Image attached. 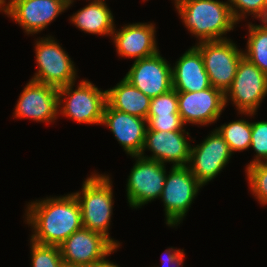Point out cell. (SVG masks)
<instances>
[{
	"instance_id": "cell-29",
	"label": "cell",
	"mask_w": 267,
	"mask_h": 267,
	"mask_svg": "<svg viewBox=\"0 0 267 267\" xmlns=\"http://www.w3.org/2000/svg\"><path fill=\"white\" fill-rule=\"evenodd\" d=\"M184 126L180 115H147V130L182 131Z\"/></svg>"
},
{
	"instance_id": "cell-30",
	"label": "cell",
	"mask_w": 267,
	"mask_h": 267,
	"mask_svg": "<svg viewBox=\"0 0 267 267\" xmlns=\"http://www.w3.org/2000/svg\"><path fill=\"white\" fill-rule=\"evenodd\" d=\"M162 267H183L185 253L182 249H175L173 247L165 250L162 256Z\"/></svg>"
},
{
	"instance_id": "cell-4",
	"label": "cell",
	"mask_w": 267,
	"mask_h": 267,
	"mask_svg": "<svg viewBox=\"0 0 267 267\" xmlns=\"http://www.w3.org/2000/svg\"><path fill=\"white\" fill-rule=\"evenodd\" d=\"M74 84L58 88L59 114L77 123L101 124L107 103V90L101 91L87 79L81 80L77 87Z\"/></svg>"
},
{
	"instance_id": "cell-19",
	"label": "cell",
	"mask_w": 267,
	"mask_h": 267,
	"mask_svg": "<svg viewBox=\"0 0 267 267\" xmlns=\"http://www.w3.org/2000/svg\"><path fill=\"white\" fill-rule=\"evenodd\" d=\"M171 69L173 89L177 92L201 91L211 87L202 55L195 46L185 51Z\"/></svg>"
},
{
	"instance_id": "cell-12",
	"label": "cell",
	"mask_w": 267,
	"mask_h": 267,
	"mask_svg": "<svg viewBox=\"0 0 267 267\" xmlns=\"http://www.w3.org/2000/svg\"><path fill=\"white\" fill-rule=\"evenodd\" d=\"M13 115L37 122H55L59 117L58 88L30 79L20 93Z\"/></svg>"
},
{
	"instance_id": "cell-31",
	"label": "cell",
	"mask_w": 267,
	"mask_h": 267,
	"mask_svg": "<svg viewBox=\"0 0 267 267\" xmlns=\"http://www.w3.org/2000/svg\"><path fill=\"white\" fill-rule=\"evenodd\" d=\"M92 267H120V266H118L117 264H114V262L109 261L105 257L103 260L98 261Z\"/></svg>"
},
{
	"instance_id": "cell-27",
	"label": "cell",
	"mask_w": 267,
	"mask_h": 267,
	"mask_svg": "<svg viewBox=\"0 0 267 267\" xmlns=\"http://www.w3.org/2000/svg\"><path fill=\"white\" fill-rule=\"evenodd\" d=\"M230 6L233 18L238 23L246 15H252L253 18H258L262 15L264 8L267 5V0H227Z\"/></svg>"
},
{
	"instance_id": "cell-3",
	"label": "cell",
	"mask_w": 267,
	"mask_h": 267,
	"mask_svg": "<svg viewBox=\"0 0 267 267\" xmlns=\"http://www.w3.org/2000/svg\"><path fill=\"white\" fill-rule=\"evenodd\" d=\"M73 194L81 208L83 228L102 234L116 248H119L120 243L111 238L108 232L114 204L110 176L92 173L83 181L81 191Z\"/></svg>"
},
{
	"instance_id": "cell-25",
	"label": "cell",
	"mask_w": 267,
	"mask_h": 267,
	"mask_svg": "<svg viewBox=\"0 0 267 267\" xmlns=\"http://www.w3.org/2000/svg\"><path fill=\"white\" fill-rule=\"evenodd\" d=\"M32 267H59L63 259L59 246L43 245L30 239Z\"/></svg>"
},
{
	"instance_id": "cell-16",
	"label": "cell",
	"mask_w": 267,
	"mask_h": 267,
	"mask_svg": "<svg viewBox=\"0 0 267 267\" xmlns=\"http://www.w3.org/2000/svg\"><path fill=\"white\" fill-rule=\"evenodd\" d=\"M189 133L185 131H153L147 130L145 142L140 156L165 163L172 166H187L190 159L191 145L186 138ZM152 155H144L145 150Z\"/></svg>"
},
{
	"instance_id": "cell-35",
	"label": "cell",
	"mask_w": 267,
	"mask_h": 267,
	"mask_svg": "<svg viewBox=\"0 0 267 267\" xmlns=\"http://www.w3.org/2000/svg\"><path fill=\"white\" fill-rule=\"evenodd\" d=\"M5 0H0V11L4 13Z\"/></svg>"
},
{
	"instance_id": "cell-8",
	"label": "cell",
	"mask_w": 267,
	"mask_h": 267,
	"mask_svg": "<svg viewBox=\"0 0 267 267\" xmlns=\"http://www.w3.org/2000/svg\"><path fill=\"white\" fill-rule=\"evenodd\" d=\"M224 95L225 104L232 101L239 114L252 117L267 96V75L243 57L232 85Z\"/></svg>"
},
{
	"instance_id": "cell-10",
	"label": "cell",
	"mask_w": 267,
	"mask_h": 267,
	"mask_svg": "<svg viewBox=\"0 0 267 267\" xmlns=\"http://www.w3.org/2000/svg\"><path fill=\"white\" fill-rule=\"evenodd\" d=\"M231 156L228 144L214 129L200 144L191 146L187 166L198 182L205 186L225 168Z\"/></svg>"
},
{
	"instance_id": "cell-32",
	"label": "cell",
	"mask_w": 267,
	"mask_h": 267,
	"mask_svg": "<svg viewBox=\"0 0 267 267\" xmlns=\"http://www.w3.org/2000/svg\"><path fill=\"white\" fill-rule=\"evenodd\" d=\"M258 20H260L262 22V24H260V25H262L264 28L267 29V5L264 8L262 15L258 18Z\"/></svg>"
},
{
	"instance_id": "cell-28",
	"label": "cell",
	"mask_w": 267,
	"mask_h": 267,
	"mask_svg": "<svg viewBox=\"0 0 267 267\" xmlns=\"http://www.w3.org/2000/svg\"><path fill=\"white\" fill-rule=\"evenodd\" d=\"M148 115H180L178 112V92L171 89L152 98Z\"/></svg>"
},
{
	"instance_id": "cell-24",
	"label": "cell",
	"mask_w": 267,
	"mask_h": 267,
	"mask_svg": "<svg viewBox=\"0 0 267 267\" xmlns=\"http://www.w3.org/2000/svg\"><path fill=\"white\" fill-rule=\"evenodd\" d=\"M249 189L261 205H267V162L246 167Z\"/></svg>"
},
{
	"instance_id": "cell-13",
	"label": "cell",
	"mask_w": 267,
	"mask_h": 267,
	"mask_svg": "<svg viewBox=\"0 0 267 267\" xmlns=\"http://www.w3.org/2000/svg\"><path fill=\"white\" fill-rule=\"evenodd\" d=\"M5 0L4 14L17 22L27 35L38 34L67 6L57 0Z\"/></svg>"
},
{
	"instance_id": "cell-7",
	"label": "cell",
	"mask_w": 267,
	"mask_h": 267,
	"mask_svg": "<svg viewBox=\"0 0 267 267\" xmlns=\"http://www.w3.org/2000/svg\"><path fill=\"white\" fill-rule=\"evenodd\" d=\"M201 53L211 86L224 94L232 85L237 67L244 57L231 39L197 42L194 45Z\"/></svg>"
},
{
	"instance_id": "cell-20",
	"label": "cell",
	"mask_w": 267,
	"mask_h": 267,
	"mask_svg": "<svg viewBox=\"0 0 267 267\" xmlns=\"http://www.w3.org/2000/svg\"><path fill=\"white\" fill-rule=\"evenodd\" d=\"M88 1L91 2L70 17L71 23L84 33L112 36L115 29L114 17L106 1Z\"/></svg>"
},
{
	"instance_id": "cell-1",
	"label": "cell",
	"mask_w": 267,
	"mask_h": 267,
	"mask_svg": "<svg viewBox=\"0 0 267 267\" xmlns=\"http://www.w3.org/2000/svg\"><path fill=\"white\" fill-rule=\"evenodd\" d=\"M28 203L25 221L33 230L30 239L36 243L59 246L83 227L81 208L73 193Z\"/></svg>"
},
{
	"instance_id": "cell-33",
	"label": "cell",
	"mask_w": 267,
	"mask_h": 267,
	"mask_svg": "<svg viewBox=\"0 0 267 267\" xmlns=\"http://www.w3.org/2000/svg\"><path fill=\"white\" fill-rule=\"evenodd\" d=\"M59 267H83V266L70 264V263H66V262L62 261V263L60 264Z\"/></svg>"
},
{
	"instance_id": "cell-15",
	"label": "cell",
	"mask_w": 267,
	"mask_h": 267,
	"mask_svg": "<svg viewBox=\"0 0 267 267\" xmlns=\"http://www.w3.org/2000/svg\"><path fill=\"white\" fill-rule=\"evenodd\" d=\"M226 106L224 93L213 86L201 91L178 92V112L185 125L215 123Z\"/></svg>"
},
{
	"instance_id": "cell-9",
	"label": "cell",
	"mask_w": 267,
	"mask_h": 267,
	"mask_svg": "<svg viewBox=\"0 0 267 267\" xmlns=\"http://www.w3.org/2000/svg\"><path fill=\"white\" fill-rule=\"evenodd\" d=\"M135 165L127 178L126 191L129 206L135 209L159 199L167 175L166 164L133 155Z\"/></svg>"
},
{
	"instance_id": "cell-22",
	"label": "cell",
	"mask_w": 267,
	"mask_h": 267,
	"mask_svg": "<svg viewBox=\"0 0 267 267\" xmlns=\"http://www.w3.org/2000/svg\"><path fill=\"white\" fill-rule=\"evenodd\" d=\"M247 27L249 34L244 57L267 75V29L252 23Z\"/></svg>"
},
{
	"instance_id": "cell-17",
	"label": "cell",
	"mask_w": 267,
	"mask_h": 267,
	"mask_svg": "<svg viewBox=\"0 0 267 267\" xmlns=\"http://www.w3.org/2000/svg\"><path fill=\"white\" fill-rule=\"evenodd\" d=\"M101 125L111 130L126 154H141L148 128L147 119L118 111L106 103Z\"/></svg>"
},
{
	"instance_id": "cell-18",
	"label": "cell",
	"mask_w": 267,
	"mask_h": 267,
	"mask_svg": "<svg viewBox=\"0 0 267 267\" xmlns=\"http://www.w3.org/2000/svg\"><path fill=\"white\" fill-rule=\"evenodd\" d=\"M153 23H133L114 29L112 40L118 56L139 60L159 52L156 41V28Z\"/></svg>"
},
{
	"instance_id": "cell-21",
	"label": "cell",
	"mask_w": 267,
	"mask_h": 267,
	"mask_svg": "<svg viewBox=\"0 0 267 267\" xmlns=\"http://www.w3.org/2000/svg\"><path fill=\"white\" fill-rule=\"evenodd\" d=\"M151 98L123 78L107 90V103L114 109L147 119Z\"/></svg>"
},
{
	"instance_id": "cell-26",
	"label": "cell",
	"mask_w": 267,
	"mask_h": 267,
	"mask_svg": "<svg viewBox=\"0 0 267 267\" xmlns=\"http://www.w3.org/2000/svg\"><path fill=\"white\" fill-rule=\"evenodd\" d=\"M250 147L256 152V155L247 166L267 162V121L252 122Z\"/></svg>"
},
{
	"instance_id": "cell-5",
	"label": "cell",
	"mask_w": 267,
	"mask_h": 267,
	"mask_svg": "<svg viewBox=\"0 0 267 267\" xmlns=\"http://www.w3.org/2000/svg\"><path fill=\"white\" fill-rule=\"evenodd\" d=\"M166 175L160 199L164 204L166 225L176 227L186 216L203 187L188 166H171Z\"/></svg>"
},
{
	"instance_id": "cell-2",
	"label": "cell",
	"mask_w": 267,
	"mask_h": 267,
	"mask_svg": "<svg viewBox=\"0 0 267 267\" xmlns=\"http://www.w3.org/2000/svg\"><path fill=\"white\" fill-rule=\"evenodd\" d=\"M174 6L182 23L198 42L227 39L224 36L238 24L228 1L177 0Z\"/></svg>"
},
{
	"instance_id": "cell-23",
	"label": "cell",
	"mask_w": 267,
	"mask_h": 267,
	"mask_svg": "<svg viewBox=\"0 0 267 267\" xmlns=\"http://www.w3.org/2000/svg\"><path fill=\"white\" fill-rule=\"evenodd\" d=\"M216 130L228 144L232 154L250 148L252 122L245 120V118L225 123L218 128L216 127Z\"/></svg>"
},
{
	"instance_id": "cell-6",
	"label": "cell",
	"mask_w": 267,
	"mask_h": 267,
	"mask_svg": "<svg viewBox=\"0 0 267 267\" xmlns=\"http://www.w3.org/2000/svg\"><path fill=\"white\" fill-rule=\"evenodd\" d=\"M34 48L38 67L31 80L56 88L75 83L77 69L74 62L54 37H39Z\"/></svg>"
},
{
	"instance_id": "cell-11",
	"label": "cell",
	"mask_w": 267,
	"mask_h": 267,
	"mask_svg": "<svg viewBox=\"0 0 267 267\" xmlns=\"http://www.w3.org/2000/svg\"><path fill=\"white\" fill-rule=\"evenodd\" d=\"M59 248L64 262L83 267H92L117 250L102 234L83 227L72 233Z\"/></svg>"
},
{
	"instance_id": "cell-34",
	"label": "cell",
	"mask_w": 267,
	"mask_h": 267,
	"mask_svg": "<svg viewBox=\"0 0 267 267\" xmlns=\"http://www.w3.org/2000/svg\"><path fill=\"white\" fill-rule=\"evenodd\" d=\"M57 1L64 3L67 6V8L72 6L71 4L74 2V0H57Z\"/></svg>"
},
{
	"instance_id": "cell-14",
	"label": "cell",
	"mask_w": 267,
	"mask_h": 267,
	"mask_svg": "<svg viewBox=\"0 0 267 267\" xmlns=\"http://www.w3.org/2000/svg\"><path fill=\"white\" fill-rule=\"evenodd\" d=\"M124 78L151 99L173 89L171 64L160 51L135 60Z\"/></svg>"
}]
</instances>
